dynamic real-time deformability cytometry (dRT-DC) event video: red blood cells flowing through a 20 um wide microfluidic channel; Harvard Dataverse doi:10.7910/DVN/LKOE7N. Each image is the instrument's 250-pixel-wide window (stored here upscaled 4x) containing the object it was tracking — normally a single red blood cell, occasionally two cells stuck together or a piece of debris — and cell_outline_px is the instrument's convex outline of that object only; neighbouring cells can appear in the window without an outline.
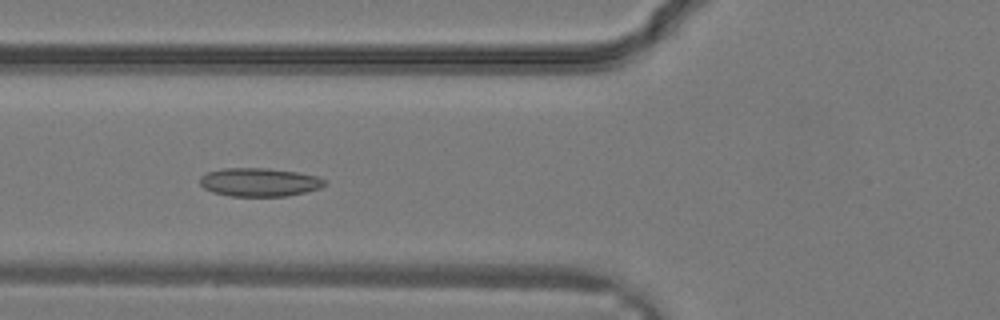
{"species": "common noctule bat (a hibernating species)", "species_latin": "Nyctalus noctula", "temperature_condition": "warm", "stored_images_in_passage": 32, "camera_frame_rate_fps": 3000, "um_per_image_px": 0.085, "animal": {"sex": "male", "body_mass_g": 19.2, "forearm_length_mm": 51.8}, "frame": {"image": 1, "passage_image": 12, "time_ms": 3.667, "image_size_px": [1000, 320], "cell_outline_px": [[324, 184], [320, 188], [288, 196], [232, 196], [212, 192], [204, 188], [200, 184], [200, 176], [208, 172], [224, 168], [268, 168], [296, 172], [316, 176], [324, 180]], "centroid_in_image_um": [22.01, 15.48], "position_along_channel_um": 103.8, "area_um2": 20.52}}
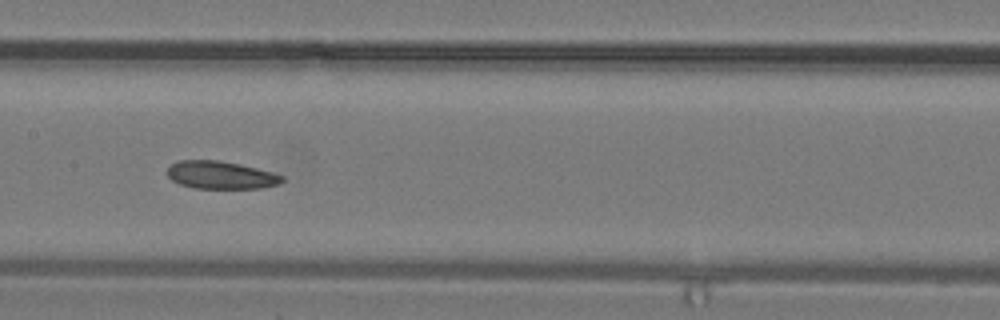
{"frame": {"image": 2, "passage_image": 16, "time_ms": 5.0, "image_size_px": [1000, 320], "cell_outline_px": [[284, 180], [280, 184], [264, 188], [192, 188], [180, 184], [172, 180], [168, 176], [168, 168], [176, 160], [216, 160], [240, 164], [272, 172], [284, 176]], "centroid_in_image_um": [18.78, 14.88], "position_along_channel_um": 188.6, "area_um2": 18.61}}
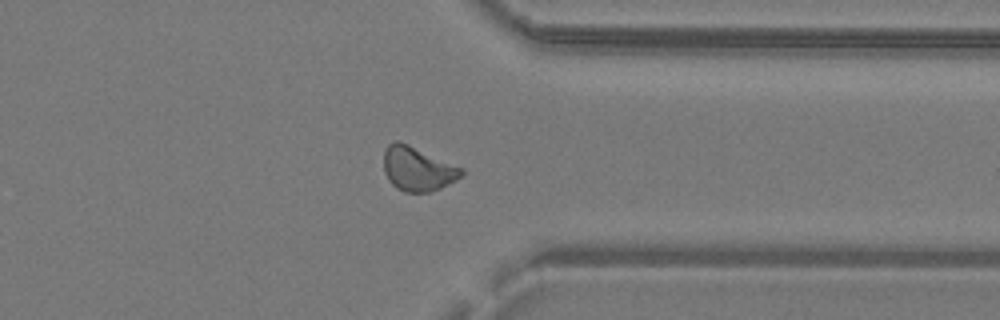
{"frame": {"image": 3, "passage_image": 25, "time_ms": 8.0, "image_size_px": [1000, 320], "cell_outline_px": [[464, 172], [456, 180], [440, 188], [428, 192], [404, 192], [396, 188], [388, 180], [384, 172], [384, 152], [388, 144], [396, 140], [408, 144], [464, 168]], "centroid_in_image_um": [35.49, 14.35], "position_along_channel_um": 375.9, "area_um2": 20.0}}